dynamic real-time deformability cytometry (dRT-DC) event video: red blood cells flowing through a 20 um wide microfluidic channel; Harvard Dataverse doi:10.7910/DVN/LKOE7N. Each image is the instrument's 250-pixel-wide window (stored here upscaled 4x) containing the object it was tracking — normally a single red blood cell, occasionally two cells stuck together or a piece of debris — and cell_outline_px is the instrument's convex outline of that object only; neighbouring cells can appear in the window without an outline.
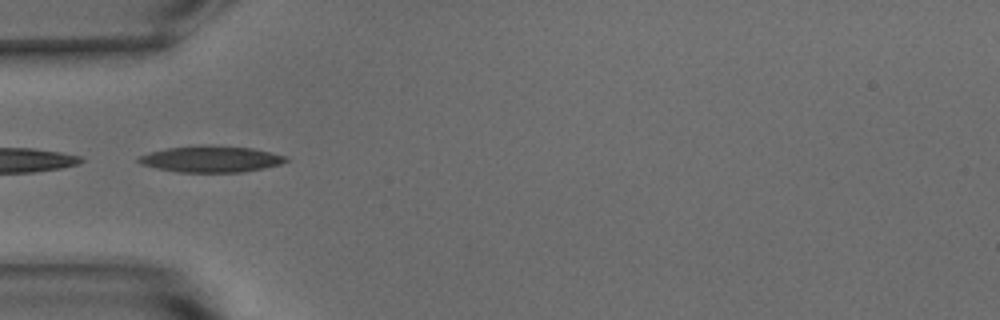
{"species": "common noctule bat (a hibernating species)", "species_latin": "Nyctalus noctula", "temperature_condition": "warm", "stored_images_in_passage": 14, "camera_frame_rate_fps": 3000, "um_per_image_px": 0.085, "animal": {"sex": "male", "body_mass_g": 15.6}, "frame": {"image": 1, "passage_image": 1, "time_ms": 0.0, "image_size_px": [1000, 320], "cell_outline_px": [[288, 160], [280, 164], [244, 172], [180, 172], [156, 168], [140, 164], [136, 160], [136, 156], [168, 148], [200, 144], [208, 144], [252, 148], [284, 156]], "centroid_in_image_um": [17.87, 13.51], "position_along_channel_um": 67.1, "area_um2": 22.6}}
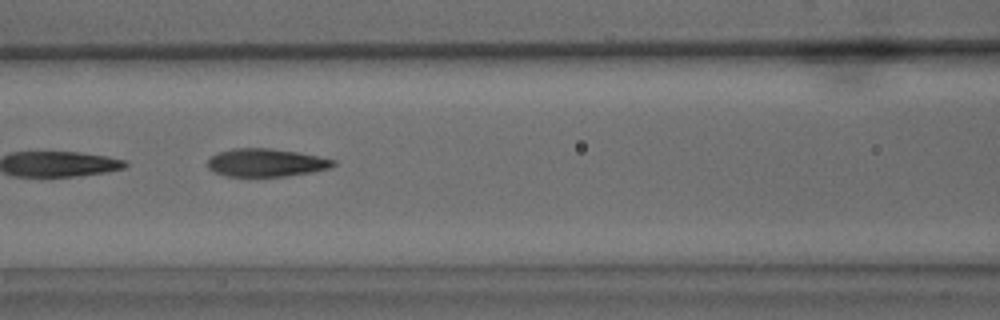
{"frame": {"image": 2, "passage_image": 7, "time_ms": 2.0, "image_size_px": [1000, 320], "cell_outline_px": [[336, 164], [332, 168], [312, 172], [288, 176], [228, 176], [212, 172], [208, 168], [208, 160], [212, 156], [220, 152], [232, 148], [272, 148], [296, 152], [336, 160]], "centroid_in_image_um": [22.63, 13.83], "position_along_channel_um": 144.0, "area_um2": 20.52}}